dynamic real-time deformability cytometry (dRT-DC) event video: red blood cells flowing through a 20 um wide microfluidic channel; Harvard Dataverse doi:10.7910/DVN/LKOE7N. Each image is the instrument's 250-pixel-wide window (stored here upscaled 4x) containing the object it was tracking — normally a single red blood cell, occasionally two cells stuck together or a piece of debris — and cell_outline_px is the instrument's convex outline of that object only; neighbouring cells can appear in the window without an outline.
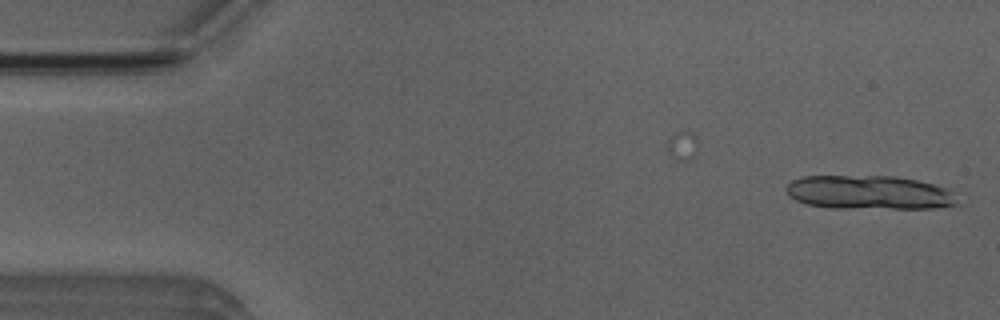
{"species": "Egyptian fruit bat (a non-hibernating species)", "species_latin": "Rousettus aegyptiacus", "temperature_condition": "room temperature", "stored_images_in_passage": 11, "camera_frame_rate_fps": 3000, "um_per_image_px": 0.085, "animal": {"sex": "male"}, "frame": {"image": 1, "passage_image": 1, "time_ms": 0.0, "image_size_px": [1000, 320], "cell_outline_px": [[956, 204], [932, 208], [832, 208], [808, 204], [796, 200], [788, 196], [784, 188], [792, 180], [800, 176], [892, 176], [916, 180], [932, 184], [944, 188], [948, 192]], "centroid_in_image_um": [73.73, 16.35], "position_along_channel_um": 11.3, "area_um2": 33.35}}